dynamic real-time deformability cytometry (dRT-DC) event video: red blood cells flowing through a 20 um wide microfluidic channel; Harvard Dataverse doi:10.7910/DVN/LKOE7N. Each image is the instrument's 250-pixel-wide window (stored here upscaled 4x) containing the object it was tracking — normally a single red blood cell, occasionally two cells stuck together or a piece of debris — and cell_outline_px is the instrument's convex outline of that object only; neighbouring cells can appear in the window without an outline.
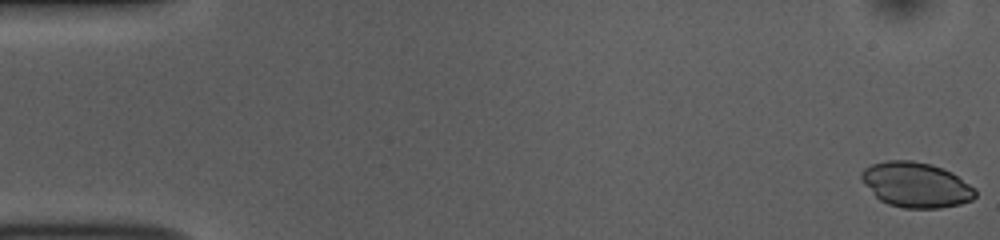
{"species": "common noctule bat (a hibernating species)", "species_latin": "Nyctalus noctula", "temperature_condition": "room temperature", "stored_images_in_passage": 52, "camera_frame_rate_fps": 3000, "um_per_image_px": 0.085, "animal": {"sex": "female", "body_mass_g": 10.0, "forearm_length_mm": 53.1}, "frame": {"image": 1, "passage_image": 1, "time_ms": 0.0, "image_size_px": [1000, 240], "cell_outline_px": [[976, 196], [972, 200], [960, 204], [940, 208], [904, 208], [888, 204], [880, 200], [860, 180], [860, 172], [864, 168], [872, 164], [888, 160], [912, 160], [932, 164], [952, 172], [976, 188]], "centroid_in_image_um": [77.87, 15.7], "position_along_channel_um": 7.1, "area_um2": 30.17}}